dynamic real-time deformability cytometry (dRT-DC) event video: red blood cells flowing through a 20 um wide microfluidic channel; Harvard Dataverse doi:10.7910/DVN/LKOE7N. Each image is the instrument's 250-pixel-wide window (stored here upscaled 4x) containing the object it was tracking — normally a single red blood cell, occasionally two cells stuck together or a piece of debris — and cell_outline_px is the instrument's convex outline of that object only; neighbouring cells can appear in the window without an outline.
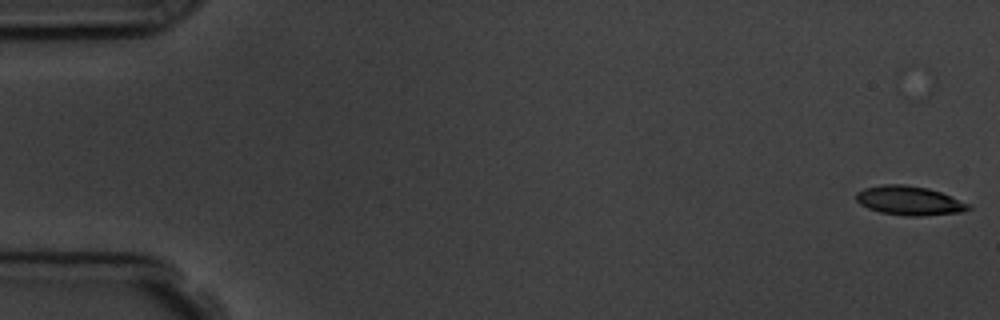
{"species": "common noctule bat (a hibernating species)", "species_latin": "Nyctalus noctula", "temperature_condition": "room temperature", "stored_images_in_passage": 6, "camera_frame_rate_fps": 3000, "um_per_image_px": 0.085, "animal": {"sex": "male", "body_mass_g": 19.5, "forearm_length_mm": 54.6}, "frame": {"image": 1, "passage_image": 2, "time_ms": 1.0, "image_size_px": [1000, 320], "cell_outline_px": [[972, 208], [964, 212], [920, 216], [904, 216], [880, 212], [868, 208], [860, 204], [856, 200], [856, 192], [864, 188], [884, 184], [904, 184], [928, 188], [940, 192], [972, 204]], "centroid_in_image_um": [77.32, 17.06], "position_along_channel_um": 7.7, "area_um2": 19.25}}
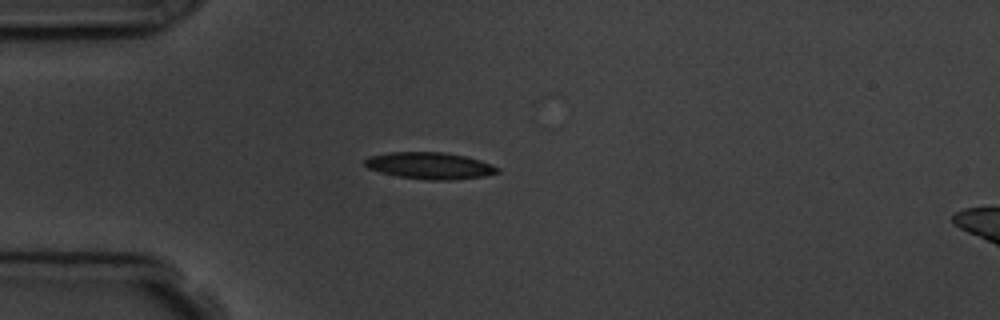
{"frame": {"image": 2, "passage_image": 6, "time_ms": 5.667, "image_size_px": [1000, 320], "cell_outline_px": [[500, 172], [484, 176], [448, 180], [428, 180], [396, 176], [380, 172], [368, 168], [364, 164], [364, 160], [368, 156], [388, 152], [444, 152], [464, 156], [480, 160], [500, 168]], "centroid_in_image_um": [36.5, 14.08], "position_along_channel_um": 48.5, "area_um2": 20.69}}